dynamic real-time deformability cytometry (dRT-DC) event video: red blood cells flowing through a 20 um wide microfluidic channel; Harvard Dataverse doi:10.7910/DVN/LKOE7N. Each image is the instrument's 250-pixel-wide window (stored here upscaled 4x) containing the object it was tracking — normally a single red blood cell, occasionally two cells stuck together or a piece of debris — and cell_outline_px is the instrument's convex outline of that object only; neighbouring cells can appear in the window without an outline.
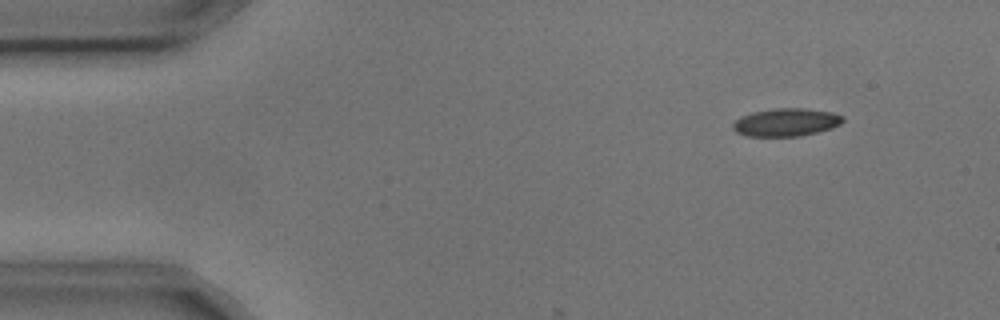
{"species": "common noctule bat (a hibernating species)", "species_latin": "Nyctalus noctula", "temperature_condition": "cold", "stored_images_in_passage": 4, "camera_frame_rate_fps": 3000, "um_per_image_px": 0.085, "animal": {"sex": "male", "body_mass_g": 17.9, "forearm_length_mm": 54.2}, "frame": {"image": 1, "passage_image": 2, "time_ms": 0.333, "image_size_px": [1000, 320], "cell_outline_px": [[844, 120], [840, 124], [832, 128], [800, 136], [744, 136], [736, 132], [732, 128], [732, 124], [740, 116], [752, 112], [776, 108], [804, 108], [832, 112], [844, 116]], "centroid_in_image_um": [66.8, 10.39], "position_along_channel_um": 18.2, "area_um2": 17.98}}